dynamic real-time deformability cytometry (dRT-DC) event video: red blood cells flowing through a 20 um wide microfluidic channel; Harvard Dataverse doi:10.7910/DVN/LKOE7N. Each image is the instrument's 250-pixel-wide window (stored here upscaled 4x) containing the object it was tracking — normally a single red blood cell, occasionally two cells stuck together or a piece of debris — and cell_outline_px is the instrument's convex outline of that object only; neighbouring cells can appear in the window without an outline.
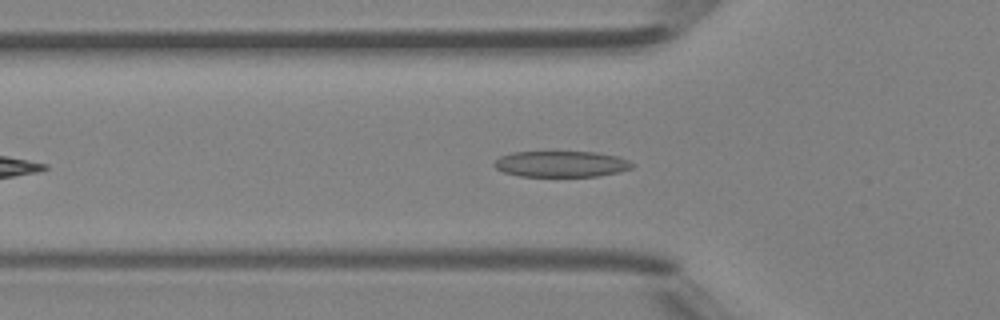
{"species": "Egyptian fruit bat (a non-hibernating species)", "species_latin": "Rousettus aegyptiacus", "temperature_condition": "room temperature", "stored_images_in_passage": 37, "camera_frame_rate_fps": 3000, "um_per_image_px": 0.085, "animal": {"sex": "female"}, "frame": {"image": 1, "passage_image": 8, "time_ms": 2.333, "image_size_px": [1000, 320], "cell_outline_px": [[636, 164], [632, 168], [620, 172], [596, 176], [520, 176], [504, 172], [496, 168], [492, 164], [500, 156], [512, 152], [596, 152], [616, 156], [628, 160]], "centroid_in_image_um": [47.72, 13.94], "position_along_channel_um": 78.1, "area_um2": 20.92}}
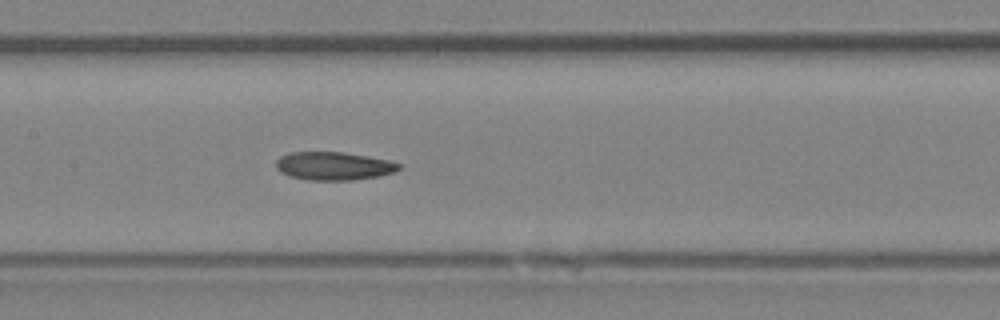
{"frame": {"image": 2, "passage_image": 15, "time_ms": 4.667, "image_size_px": [1000, 320], "cell_outline_px": [[404, 164], [396, 172], [380, 176], [352, 180], [304, 180], [288, 176], [280, 172], [276, 168], [276, 160], [280, 156], [288, 152], [344, 152], [388, 160]], "centroid_in_image_um": [28.36, 14.11], "position_along_channel_um": 179.0, "area_um2": 20.52}}
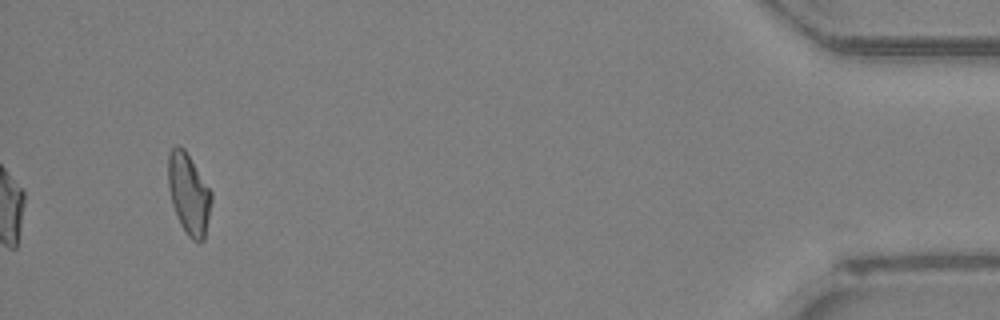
{"frame": {"image": 3, "passage_image": 37, "time_ms": 12.0, "image_size_px": [1000, 320], "cell_outline_px": [[212, 200], [204, 240], [200, 244], [192, 240], [188, 236], [180, 224], [172, 204], [168, 188], [168, 152], [176, 144], [184, 148], [212, 192]], "centroid_in_image_um": [16.04, 16.49], "position_along_channel_um": 419.2, "area_um2": 20.52}, "authors_computed_cell_mechanics": {"area_um2": 20.6346, "velocity_mm_per_s": 4.3236, "shape_relaxation_time_tau1_ms": 6.2821, "shape_relaxation_time_tau2_ms": 7.0692, "deformation_change_tau1": 0.1654, "deformation_change_tau2": 0.1695}}